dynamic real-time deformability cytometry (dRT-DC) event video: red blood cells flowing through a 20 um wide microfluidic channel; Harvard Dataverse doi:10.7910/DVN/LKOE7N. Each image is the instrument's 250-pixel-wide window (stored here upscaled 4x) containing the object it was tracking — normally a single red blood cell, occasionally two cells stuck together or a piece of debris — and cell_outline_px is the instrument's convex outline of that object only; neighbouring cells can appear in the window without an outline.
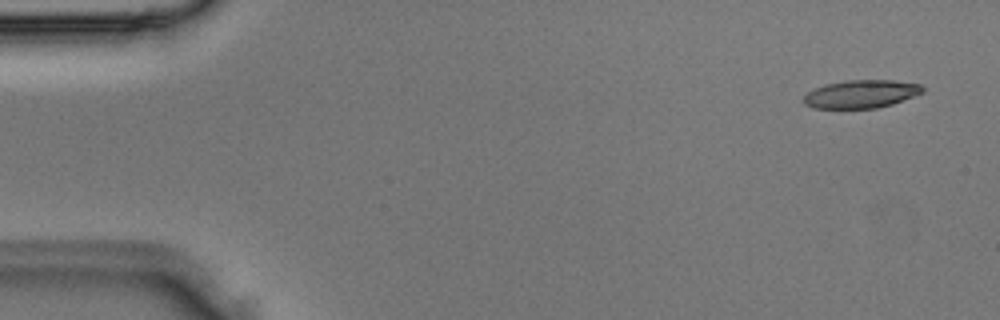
{"species": "Egyptian fruit bat (a non-hibernating species)", "species_latin": "Rousettus aegyptiacus", "temperature_condition": "room temperature", "stored_images_in_passage": 3, "camera_frame_rate_fps": 3000, "um_per_image_px": 0.085, "animal": {"sex": "male"}, "frame": {"image": 1, "passage_image": 1, "time_ms": 0.0, "image_size_px": [1000, 320], "cell_outline_px": [[924, 92], [892, 104], [876, 108], [812, 108], [804, 104], [804, 96], [808, 92], [824, 84], [848, 80], [892, 80], [920, 84], [924, 88]], "centroid_in_image_um": [73.19, 7.99], "position_along_channel_um": 11.8, "area_um2": 19.36}}